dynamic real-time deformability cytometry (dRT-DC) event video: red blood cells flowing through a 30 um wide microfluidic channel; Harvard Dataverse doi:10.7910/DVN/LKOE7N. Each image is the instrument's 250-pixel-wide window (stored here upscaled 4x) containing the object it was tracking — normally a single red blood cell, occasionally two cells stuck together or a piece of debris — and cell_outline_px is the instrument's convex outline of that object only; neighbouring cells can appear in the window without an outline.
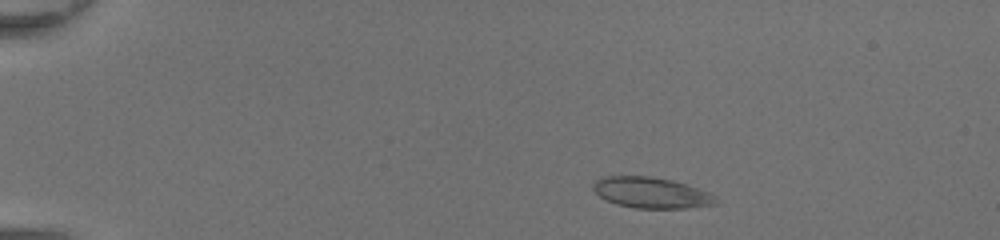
{"species": "common noctule bat (a hibernating species)", "species_latin": "Nyctalus noctula", "temperature_condition": "room temperature", "stored_images_in_passage": 44, "camera_frame_rate_fps": 3000, "um_per_image_px": 0.085, "animal": {"sex": "female", "body_mass_g": 20.0, "forearm_length_mm": 54.0}, "frame": {"image": 1, "passage_image": 5, "time_ms": 1.333, "image_size_px": [1000, 240], "cell_outline_px": [[720, 200], [716, 204], [684, 208], [636, 208], [616, 204], [600, 196], [592, 188], [592, 184], [596, 180], [604, 176], [652, 176], [672, 180], [708, 192], [716, 196]], "centroid_in_image_um": [55.36, 16.38], "position_along_channel_um": 29.6, "area_um2": 21.96}}
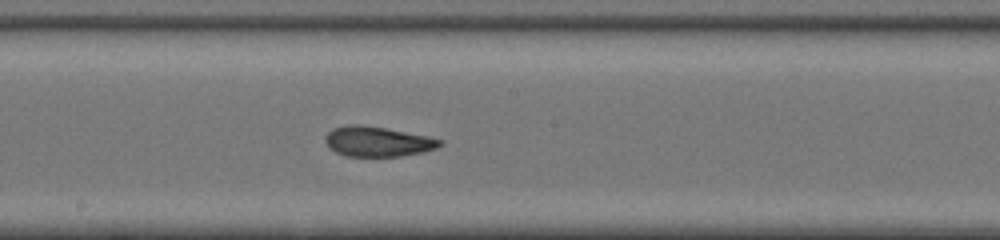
{"frame": {"image": 2, "passage_image": 24, "time_ms": 7.667, "image_size_px": [1000, 240], "cell_outline_px": [[444, 144], [436, 148], [424, 152], [400, 156], [348, 156], [336, 152], [328, 148], [324, 140], [324, 136], [332, 128], [344, 124], [364, 124], [428, 136], [444, 140]], "centroid_in_image_um": [32.08, 12.01], "position_along_channel_um": 216.1, "area_um2": 20.4}}
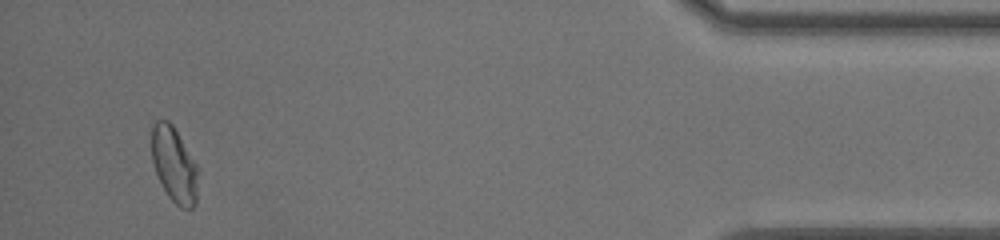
{"frame": {"image": 3, "passage_image": 42, "time_ms": 13.667, "image_size_px": [1000, 240], "cell_outline_px": [[200, 172], [196, 204], [192, 208], [180, 208], [168, 196], [156, 172], [152, 160], [152, 124], [156, 120], [168, 120], [172, 124], [200, 168]], "centroid_in_image_um": [14.85, 14.01], "position_along_channel_um": 420.3, "area_um2": 20.69}, "authors_computed_cell_mechanics": {"area_um2": 20.6924, "velocity_mm_per_s": 4.417, "shape_relaxation_time_tau1_ms": 11.3205, "shape_relaxation_time_tau2_ms": 1.5371, "deformation_change_tau1": 0.3087, "deformation_change_tau2": 0.059}}